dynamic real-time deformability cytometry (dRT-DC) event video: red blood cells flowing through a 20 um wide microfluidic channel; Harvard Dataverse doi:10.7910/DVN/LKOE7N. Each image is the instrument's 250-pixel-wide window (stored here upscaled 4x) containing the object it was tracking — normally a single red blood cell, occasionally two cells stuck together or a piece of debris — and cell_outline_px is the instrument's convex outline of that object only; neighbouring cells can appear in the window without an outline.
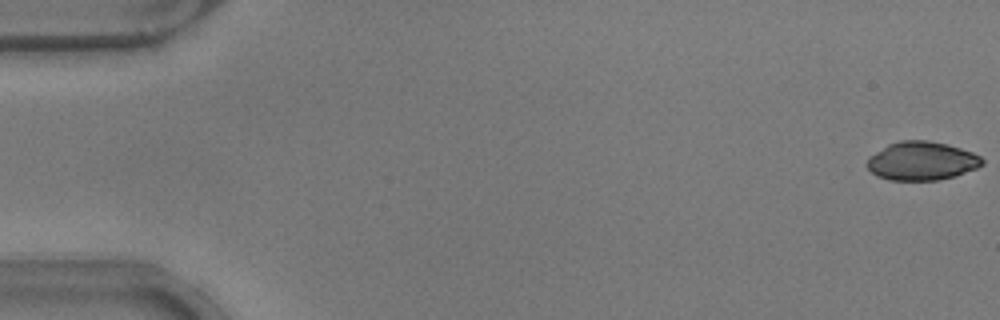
{"species": "common noctule bat (a hibernating species)", "species_latin": "Nyctalus noctula", "temperature_condition": "warm", "stored_images_in_passage": 47, "camera_frame_rate_fps": 3000, "um_per_image_px": 0.085, "animal": {"sex": "male", "body_mass_g": 17.9}, "frame": {"image": 1, "passage_image": 1, "time_ms": 0.0, "image_size_px": [1000, 320], "cell_outline_px": [[984, 164], [976, 168], [956, 176], [940, 180], [888, 180], [876, 176], [864, 164], [876, 152], [888, 144], [900, 140], [928, 140], [960, 148], [972, 152], [980, 156], [984, 160]], "centroid_in_image_um": [78.35, 13.69], "position_along_channel_um": 6.7, "area_um2": 25.89}}
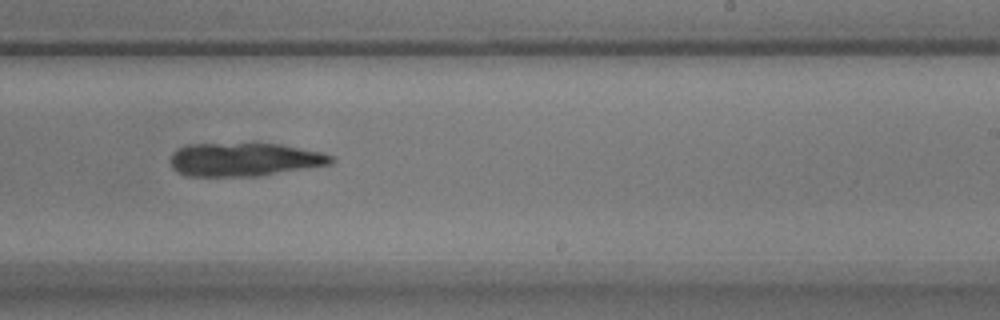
{"frame": {"image": 2, "passage_image": 33, "time_ms": 10.667, "image_size_px": [1000, 320], "cell_outline_px": [[336, 160], [332, 164], [260, 176], [188, 176], [172, 168], [172, 156], [180, 148], [188, 144], [280, 144], [320, 152], [336, 156]], "centroid_in_image_um": [20.86, 13.57], "position_along_channel_um": 268.1, "area_um2": 31.04}}
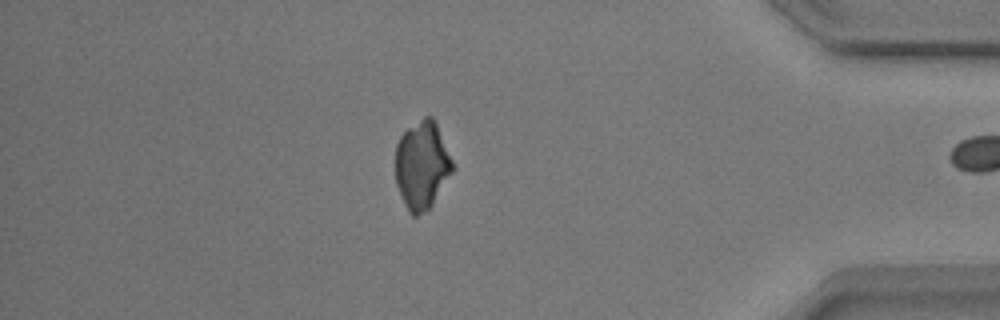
{"frame": {"image": 3, "passage_image": 46, "time_ms": 15.0, "image_size_px": [1000, 320], "cell_outline_px": [[456, 168], [428, 212], [416, 216], [412, 216], [408, 212], [404, 204], [396, 184], [396, 144], [400, 136], [408, 128], [424, 116], [432, 116], [436, 124]], "centroid_in_image_um": [35.88, 14.09], "position_along_channel_um": 399.3, "area_um2": 29.59}}